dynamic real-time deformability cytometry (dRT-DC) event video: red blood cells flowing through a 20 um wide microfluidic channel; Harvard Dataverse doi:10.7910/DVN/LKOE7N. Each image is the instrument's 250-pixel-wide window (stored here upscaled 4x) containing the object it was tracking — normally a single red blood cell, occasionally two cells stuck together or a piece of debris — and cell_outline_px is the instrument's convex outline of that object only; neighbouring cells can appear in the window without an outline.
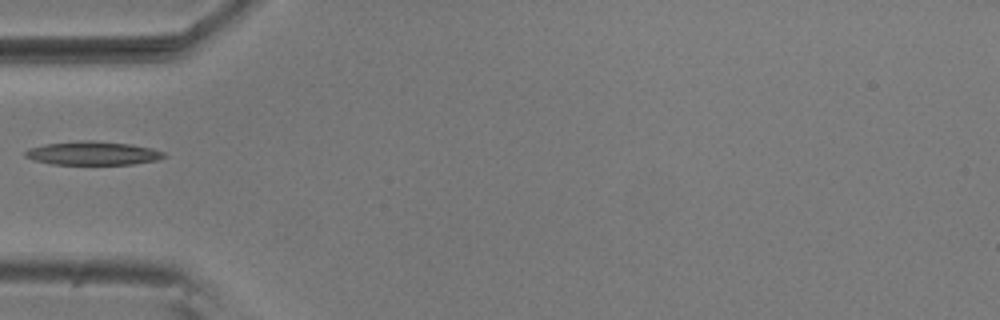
{"species": "common noctule bat (a hibernating species)", "species_latin": "Nyctalus noctula", "temperature_condition": "room temperature", "stored_images_in_passage": 1, "camera_frame_rate_fps": 3000, "um_per_image_px": 0.085, "animal": {"sex": "male", "body_mass_g": 20.5, "forearm_length_mm": 52.5}, "frame": {"image": 1, "passage_image": 1, "time_ms": 0.0, "image_size_px": [1000, 320], "cell_outline_px": [[168, 156], [156, 160], [132, 164], [52, 164], [36, 160], [24, 156], [24, 152], [28, 148], [44, 144], [84, 140], [92, 140], [132, 144], [152, 148], [164, 152]], "centroid_in_image_um": [7.91, 13.01], "position_along_channel_um": 77.1, "area_um2": 19.07}}